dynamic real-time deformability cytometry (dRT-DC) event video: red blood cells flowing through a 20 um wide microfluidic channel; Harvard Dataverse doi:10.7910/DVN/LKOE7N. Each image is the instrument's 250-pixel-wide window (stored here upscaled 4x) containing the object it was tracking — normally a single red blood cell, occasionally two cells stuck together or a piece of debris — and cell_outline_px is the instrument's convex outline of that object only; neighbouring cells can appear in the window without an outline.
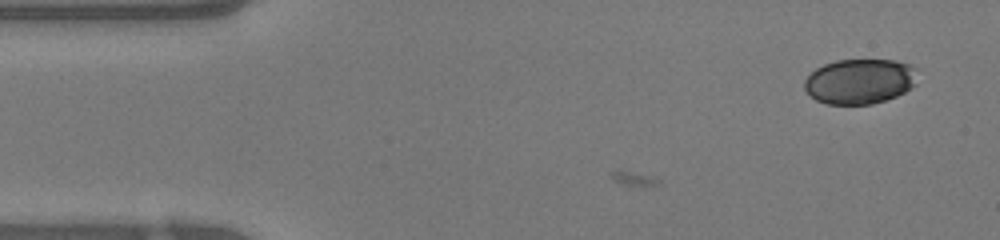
{"species": "human", "species_latin": "Homo sapiens", "temperature_condition": "warm", "stored_images_in_passage": 45, "camera_frame_rate_fps": 3000, "um_per_image_px": 0.085, "donor": {"sex": "female"}, "frame": {"image": 1, "passage_image": 1, "time_ms": 0.0, "image_size_px": [1000, 240], "cell_outline_px": [[916, 84], [904, 92], [896, 96], [872, 104], [828, 104], [816, 100], [804, 88], [804, 80], [816, 68], [824, 64], [836, 60], [896, 60], [908, 64], [916, 68]], "centroid_in_image_um": [73.08, 6.91], "position_along_channel_um": 11.9, "area_um2": 29.65}}
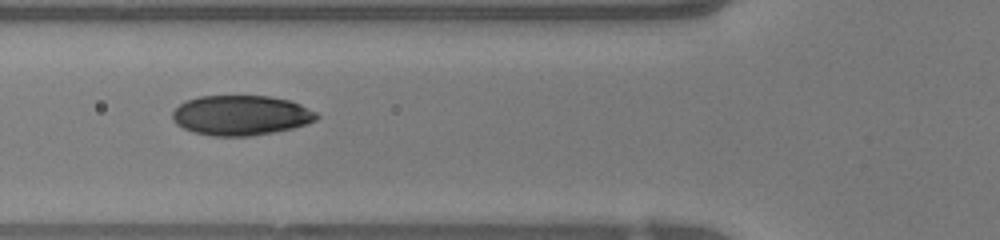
{"frame": {"image": 2, "passage_image": 15, "time_ms": 4.667, "image_size_px": [1000, 240], "cell_outline_px": [[320, 116], [316, 120], [292, 128], [272, 132], [248, 136], [212, 136], [192, 132], [176, 124], [172, 120], [172, 112], [184, 100], [200, 96], [268, 96], [288, 100], [300, 104], [316, 112]], "centroid_in_image_um": [20.44, 9.8], "position_along_channel_um": 105.4, "area_um2": 33.52}}
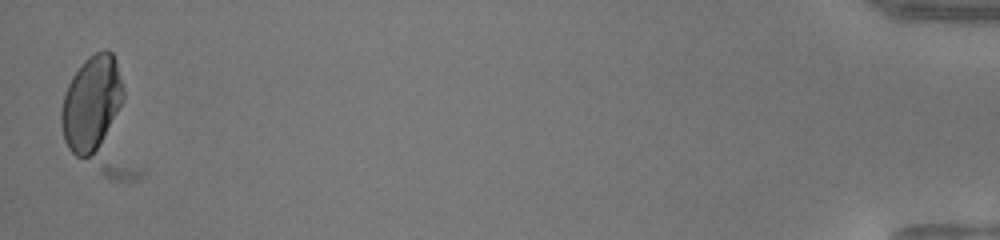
{"frame": {"image": 3, "passage_image": 45, "time_ms": 14.667, "image_size_px": [1000, 240], "cell_outline_px": [[140, 172], [132, 180], [116, 180], [104, 176], [76, 156], [68, 148], [64, 140], [60, 124], [60, 112], [64, 92], [72, 76], [84, 60], [88, 56], [104, 48], [112, 52], [116, 60], [124, 88]], "centroid_in_image_um": [8.47, 10.06], "position_along_channel_um": 426.7, "area_um2": 51.56}, "authors_computed_cell_mechanics": {"area_um2": 32.946, "velocity_mm_per_s": 4.2736, "shape_relaxation_time_tau1_ms": 4.0645, "shape_relaxation_time_tau2_ms": null, "deformation_change_tau1": 0.1765, "deformation_change_tau2": null}}